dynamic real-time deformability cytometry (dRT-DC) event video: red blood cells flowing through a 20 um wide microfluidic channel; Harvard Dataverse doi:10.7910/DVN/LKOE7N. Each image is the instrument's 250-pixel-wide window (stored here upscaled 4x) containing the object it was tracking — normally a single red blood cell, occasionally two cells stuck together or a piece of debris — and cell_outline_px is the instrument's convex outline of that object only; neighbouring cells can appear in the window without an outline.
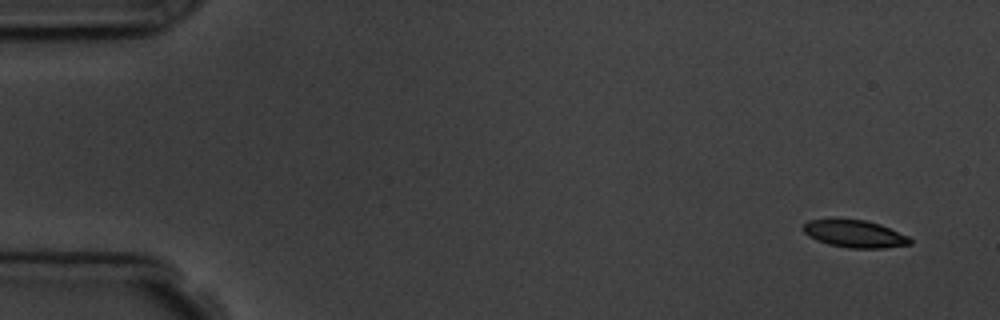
{"species": "common noctule bat (a hibernating species)", "species_latin": "Nyctalus noctula", "temperature_condition": "room temperature", "stored_images_in_passage": 4, "camera_frame_rate_fps": 3000, "um_per_image_px": 0.085, "animal": {"sex": "male", "body_mass_g": 19.5, "forearm_length_mm": 54.6}, "frame": {"image": 1, "passage_image": 1, "time_ms": 0.0, "image_size_px": [1000, 320], "cell_outline_px": [[912, 244], [884, 248], [848, 248], [828, 244], [816, 240], [808, 236], [804, 232], [804, 224], [808, 220], [836, 216], [864, 220], [880, 224], [908, 236], [912, 240]], "centroid_in_image_um": [72.6, 19.83], "position_along_channel_um": 12.4, "area_um2": 17.63}}